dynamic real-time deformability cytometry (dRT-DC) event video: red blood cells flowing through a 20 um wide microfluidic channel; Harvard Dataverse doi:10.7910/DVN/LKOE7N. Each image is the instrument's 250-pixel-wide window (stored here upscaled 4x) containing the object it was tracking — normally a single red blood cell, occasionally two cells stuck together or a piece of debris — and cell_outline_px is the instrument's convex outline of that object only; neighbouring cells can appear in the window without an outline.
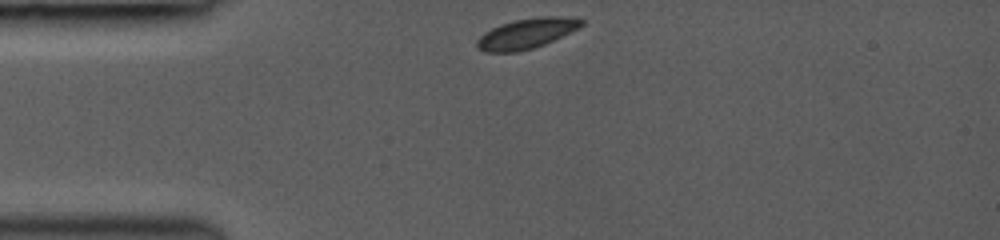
{"species": "common noctule bat (a hibernating species)", "species_latin": "Nyctalus noctula", "temperature_condition": "room temperature", "stored_images_in_passage": 2, "camera_frame_rate_fps": 3000, "um_per_image_px": 0.085, "animal": {"sex": "female", "body_mass_g": 19.0, "forearm_length_mm": 53.3}, "frame": {"image": 1, "passage_image": 1, "time_ms": 0.0, "image_size_px": [1000, 240], "cell_outline_px": [[584, 24], [580, 28], [544, 44], [532, 48], [516, 52], [484, 52], [476, 48], [476, 40], [484, 32], [500, 24], [516, 20], [540, 16], [572, 16], [584, 20]], "centroid_in_image_um": [44.77, 2.84], "position_along_channel_um": 40.2, "area_um2": 18.55}}